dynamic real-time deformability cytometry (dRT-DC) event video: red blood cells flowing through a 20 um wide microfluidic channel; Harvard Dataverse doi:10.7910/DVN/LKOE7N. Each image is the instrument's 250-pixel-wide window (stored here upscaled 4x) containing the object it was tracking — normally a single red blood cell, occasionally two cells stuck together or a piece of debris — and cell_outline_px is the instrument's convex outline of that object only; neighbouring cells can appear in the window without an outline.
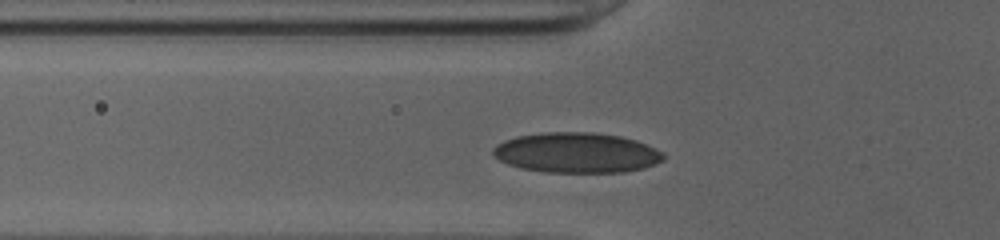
{"species": "human", "species_latin": "Homo sapiens", "temperature_condition": "cold", "stored_images_in_passage": 33, "camera_frame_rate_fps": 3000, "um_per_image_px": 0.085, "donor": {"sex": "female"}, "frame": {"image": 1, "passage_image": 8, "time_ms": 2.333, "image_size_px": [1000, 240], "cell_outline_px": [[664, 160], [644, 168], [624, 172], [544, 172], [520, 168], [508, 164], [500, 160], [492, 152], [492, 148], [496, 144], [504, 140], [516, 136], [548, 132], [592, 132], [620, 136], [636, 140], [660, 152], [664, 156]], "centroid_in_image_um": [48.97, 12.98], "position_along_channel_um": 76.8, "area_um2": 39.77}}
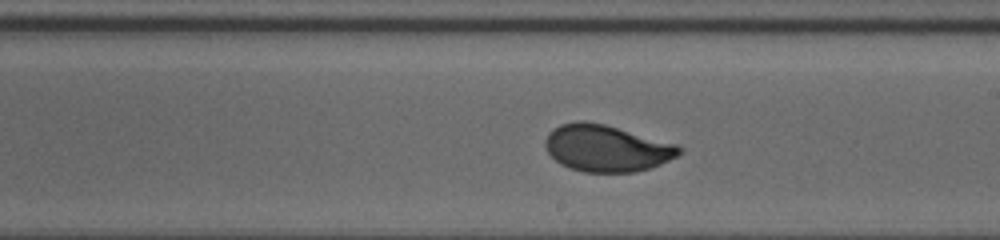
{"frame": {"image": 2, "passage_image": 20, "time_ms": 6.333, "image_size_px": [1000, 240], "cell_outline_px": [[684, 152], [652, 168], [636, 172], [584, 172], [568, 168], [560, 164], [548, 152], [544, 144], [544, 140], [548, 132], [552, 128], [560, 124], [576, 120], [584, 120], [604, 124], [676, 144], [684, 148]], "centroid_in_image_um": [51.53, 12.59], "position_along_channel_um": 237.5, "area_um2": 36.7}}
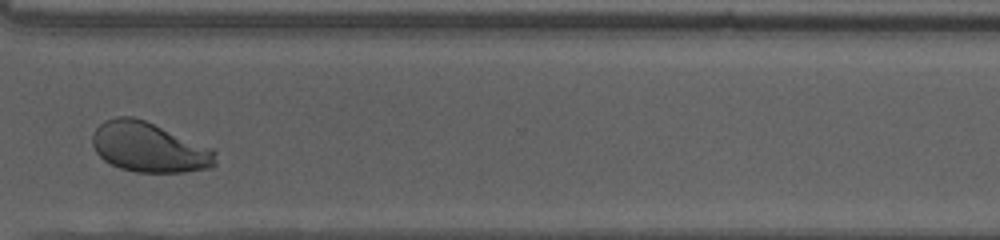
{"frame": {"image": 3, "passage_image": 29, "time_ms": 9.333, "image_size_px": [1000, 240], "cell_outline_px": [[216, 164], [212, 168], [184, 172], [136, 172], [120, 168], [104, 160], [96, 152], [92, 144], [92, 136], [96, 128], [104, 120], [116, 116], [132, 116], [144, 120], [212, 148], [216, 152]], "centroid_in_image_um": [12.67, 12.52], "position_along_channel_um": 357.9, "area_um2": 35.72}, "authors_computed_cell_mechanics": {"area_um2": 36.5874, "velocity_mm_per_s": 4.0008, "shape_relaxation_time_tau1_ms": 4.1401, "shape_relaxation_time_tau2_ms": null, "deformation_change_tau1": 0.1615, "deformation_change_tau2": null}}